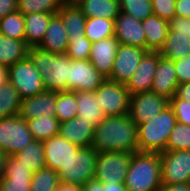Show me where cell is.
I'll list each match as a JSON object with an SVG mask.
<instances>
[{"label":"cell","mask_w":190,"mask_h":191,"mask_svg":"<svg viewBox=\"0 0 190 191\" xmlns=\"http://www.w3.org/2000/svg\"><path fill=\"white\" fill-rule=\"evenodd\" d=\"M91 146L97 152L138 150V126L128 114L105 117L95 127Z\"/></svg>","instance_id":"1"},{"label":"cell","mask_w":190,"mask_h":191,"mask_svg":"<svg viewBox=\"0 0 190 191\" xmlns=\"http://www.w3.org/2000/svg\"><path fill=\"white\" fill-rule=\"evenodd\" d=\"M28 57L41 74L46 91H69L71 59L64 54H54L39 46L29 47Z\"/></svg>","instance_id":"2"},{"label":"cell","mask_w":190,"mask_h":191,"mask_svg":"<svg viewBox=\"0 0 190 191\" xmlns=\"http://www.w3.org/2000/svg\"><path fill=\"white\" fill-rule=\"evenodd\" d=\"M124 185L127 191H160V153L137 151L132 154Z\"/></svg>","instance_id":"3"},{"label":"cell","mask_w":190,"mask_h":191,"mask_svg":"<svg viewBox=\"0 0 190 191\" xmlns=\"http://www.w3.org/2000/svg\"><path fill=\"white\" fill-rule=\"evenodd\" d=\"M176 123L174 111L168 105L146 123L138 125V150L142 152H164Z\"/></svg>","instance_id":"4"},{"label":"cell","mask_w":190,"mask_h":191,"mask_svg":"<svg viewBox=\"0 0 190 191\" xmlns=\"http://www.w3.org/2000/svg\"><path fill=\"white\" fill-rule=\"evenodd\" d=\"M98 152L92 147H81L57 172L59 181L66 184L84 186L94 179Z\"/></svg>","instance_id":"5"},{"label":"cell","mask_w":190,"mask_h":191,"mask_svg":"<svg viewBox=\"0 0 190 191\" xmlns=\"http://www.w3.org/2000/svg\"><path fill=\"white\" fill-rule=\"evenodd\" d=\"M132 152H98L95 177L102 184L124 183L129 169Z\"/></svg>","instance_id":"6"},{"label":"cell","mask_w":190,"mask_h":191,"mask_svg":"<svg viewBox=\"0 0 190 191\" xmlns=\"http://www.w3.org/2000/svg\"><path fill=\"white\" fill-rule=\"evenodd\" d=\"M8 81L22 99L46 91L41 74L28 56L8 67Z\"/></svg>","instance_id":"7"},{"label":"cell","mask_w":190,"mask_h":191,"mask_svg":"<svg viewBox=\"0 0 190 191\" xmlns=\"http://www.w3.org/2000/svg\"><path fill=\"white\" fill-rule=\"evenodd\" d=\"M34 140L26 120L19 115L0 118V150L14 156Z\"/></svg>","instance_id":"8"},{"label":"cell","mask_w":190,"mask_h":191,"mask_svg":"<svg viewBox=\"0 0 190 191\" xmlns=\"http://www.w3.org/2000/svg\"><path fill=\"white\" fill-rule=\"evenodd\" d=\"M94 92L106 117L128 114L131 95L125 84L106 79Z\"/></svg>","instance_id":"9"},{"label":"cell","mask_w":190,"mask_h":191,"mask_svg":"<svg viewBox=\"0 0 190 191\" xmlns=\"http://www.w3.org/2000/svg\"><path fill=\"white\" fill-rule=\"evenodd\" d=\"M162 184L190 182V150L160 153Z\"/></svg>","instance_id":"10"},{"label":"cell","mask_w":190,"mask_h":191,"mask_svg":"<svg viewBox=\"0 0 190 191\" xmlns=\"http://www.w3.org/2000/svg\"><path fill=\"white\" fill-rule=\"evenodd\" d=\"M168 105L169 100L162 95L152 91L141 92L131 95L128 115L138 126L159 114Z\"/></svg>","instance_id":"11"},{"label":"cell","mask_w":190,"mask_h":191,"mask_svg":"<svg viewBox=\"0 0 190 191\" xmlns=\"http://www.w3.org/2000/svg\"><path fill=\"white\" fill-rule=\"evenodd\" d=\"M147 52V49L119 44L108 80L126 85Z\"/></svg>","instance_id":"12"},{"label":"cell","mask_w":190,"mask_h":191,"mask_svg":"<svg viewBox=\"0 0 190 191\" xmlns=\"http://www.w3.org/2000/svg\"><path fill=\"white\" fill-rule=\"evenodd\" d=\"M105 80L89 59L71 61L69 91L94 92Z\"/></svg>","instance_id":"13"},{"label":"cell","mask_w":190,"mask_h":191,"mask_svg":"<svg viewBox=\"0 0 190 191\" xmlns=\"http://www.w3.org/2000/svg\"><path fill=\"white\" fill-rule=\"evenodd\" d=\"M46 167L58 172L81 147L61 135L42 141Z\"/></svg>","instance_id":"14"},{"label":"cell","mask_w":190,"mask_h":191,"mask_svg":"<svg viewBox=\"0 0 190 191\" xmlns=\"http://www.w3.org/2000/svg\"><path fill=\"white\" fill-rule=\"evenodd\" d=\"M114 36L120 44L146 49V34L142 21L123 12L114 20Z\"/></svg>","instance_id":"15"},{"label":"cell","mask_w":190,"mask_h":191,"mask_svg":"<svg viewBox=\"0 0 190 191\" xmlns=\"http://www.w3.org/2000/svg\"><path fill=\"white\" fill-rule=\"evenodd\" d=\"M160 56L159 52L152 51H148L144 55L132 78L126 84L130 95L151 91Z\"/></svg>","instance_id":"16"},{"label":"cell","mask_w":190,"mask_h":191,"mask_svg":"<svg viewBox=\"0 0 190 191\" xmlns=\"http://www.w3.org/2000/svg\"><path fill=\"white\" fill-rule=\"evenodd\" d=\"M119 44L118 39L112 36L107 39L93 42L91 45L89 61L106 79L110 77Z\"/></svg>","instance_id":"17"},{"label":"cell","mask_w":190,"mask_h":191,"mask_svg":"<svg viewBox=\"0 0 190 191\" xmlns=\"http://www.w3.org/2000/svg\"><path fill=\"white\" fill-rule=\"evenodd\" d=\"M57 92L44 91L38 95L23 98L19 116L24 120L36 119L41 116H55Z\"/></svg>","instance_id":"18"},{"label":"cell","mask_w":190,"mask_h":191,"mask_svg":"<svg viewBox=\"0 0 190 191\" xmlns=\"http://www.w3.org/2000/svg\"><path fill=\"white\" fill-rule=\"evenodd\" d=\"M32 174L15 156H8L5 176L0 179V191H30Z\"/></svg>","instance_id":"19"},{"label":"cell","mask_w":190,"mask_h":191,"mask_svg":"<svg viewBox=\"0 0 190 191\" xmlns=\"http://www.w3.org/2000/svg\"><path fill=\"white\" fill-rule=\"evenodd\" d=\"M177 87L174 61L160 56L151 91L170 100L175 95Z\"/></svg>","instance_id":"20"},{"label":"cell","mask_w":190,"mask_h":191,"mask_svg":"<svg viewBox=\"0 0 190 191\" xmlns=\"http://www.w3.org/2000/svg\"><path fill=\"white\" fill-rule=\"evenodd\" d=\"M94 130L95 126L90 121L79 116L59 125V135L80 147L91 146Z\"/></svg>","instance_id":"21"},{"label":"cell","mask_w":190,"mask_h":191,"mask_svg":"<svg viewBox=\"0 0 190 191\" xmlns=\"http://www.w3.org/2000/svg\"><path fill=\"white\" fill-rule=\"evenodd\" d=\"M68 35L60 15L53 14L47 27L45 37L40 48L54 54L66 53L68 47Z\"/></svg>","instance_id":"22"},{"label":"cell","mask_w":190,"mask_h":191,"mask_svg":"<svg viewBox=\"0 0 190 191\" xmlns=\"http://www.w3.org/2000/svg\"><path fill=\"white\" fill-rule=\"evenodd\" d=\"M142 27L146 34V49L159 52L169 31L168 21L152 14L142 20Z\"/></svg>","instance_id":"23"},{"label":"cell","mask_w":190,"mask_h":191,"mask_svg":"<svg viewBox=\"0 0 190 191\" xmlns=\"http://www.w3.org/2000/svg\"><path fill=\"white\" fill-rule=\"evenodd\" d=\"M52 15L42 12L24 15L25 42L29 47L39 46L41 44Z\"/></svg>","instance_id":"24"},{"label":"cell","mask_w":190,"mask_h":191,"mask_svg":"<svg viewBox=\"0 0 190 191\" xmlns=\"http://www.w3.org/2000/svg\"><path fill=\"white\" fill-rule=\"evenodd\" d=\"M29 46L25 40H16L0 34V64L14 65L28 56Z\"/></svg>","instance_id":"25"},{"label":"cell","mask_w":190,"mask_h":191,"mask_svg":"<svg viewBox=\"0 0 190 191\" xmlns=\"http://www.w3.org/2000/svg\"><path fill=\"white\" fill-rule=\"evenodd\" d=\"M78 6L86 18H107L115 20L120 14L119 0H83Z\"/></svg>","instance_id":"26"},{"label":"cell","mask_w":190,"mask_h":191,"mask_svg":"<svg viewBox=\"0 0 190 191\" xmlns=\"http://www.w3.org/2000/svg\"><path fill=\"white\" fill-rule=\"evenodd\" d=\"M77 116L90 121L95 127L106 117L97 103L95 92H76Z\"/></svg>","instance_id":"27"},{"label":"cell","mask_w":190,"mask_h":191,"mask_svg":"<svg viewBox=\"0 0 190 191\" xmlns=\"http://www.w3.org/2000/svg\"><path fill=\"white\" fill-rule=\"evenodd\" d=\"M66 29L68 39L72 36L85 35V23L87 18L78 5L63 3L58 11Z\"/></svg>","instance_id":"28"},{"label":"cell","mask_w":190,"mask_h":191,"mask_svg":"<svg viewBox=\"0 0 190 191\" xmlns=\"http://www.w3.org/2000/svg\"><path fill=\"white\" fill-rule=\"evenodd\" d=\"M160 55L172 61L185 58L190 54V39L187 35L168 31L164 45L159 51Z\"/></svg>","instance_id":"29"},{"label":"cell","mask_w":190,"mask_h":191,"mask_svg":"<svg viewBox=\"0 0 190 191\" xmlns=\"http://www.w3.org/2000/svg\"><path fill=\"white\" fill-rule=\"evenodd\" d=\"M14 156L33 173L46 167L43 143L40 140L34 139Z\"/></svg>","instance_id":"30"},{"label":"cell","mask_w":190,"mask_h":191,"mask_svg":"<svg viewBox=\"0 0 190 191\" xmlns=\"http://www.w3.org/2000/svg\"><path fill=\"white\" fill-rule=\"evenodd\" d=\"M35 140L44 141L59 134V121L55 116H41L26 121Z\"/></svg>","instance_id":"31"},{"label":"cell","mask_w":190,"mask_h":191,"mask_svg":"<svg viewBox=\"0 0 190 191\" xmlns=\"http://www.w3.org/2000/svg\"><path fill=\"white\" fill-rule=\"evenodd\" d=\"M22 98L10 82L0 87V118L19 114Z\"/></svg>","instance_id":"32"},{"label":"cell","mask_w":190,"mask_h":191,"mask_svg":"<svg viewBox=\"0 0 190 191\" xmlns=\"http://www.w3.org/2000/svg\"><path fill=\"white\" fill-rule=\"evenodd\" d=\"M85 36L93 43L114 36V20L107 18H87Z\"/></svg>","instance_id":"33"},{"label":"cell","mask_w":190,"mask_h":191,"mask_svg":"<svg viewBox=\"0 0 190 191\" xmlns=\"http://www.w3.org/2000/svg\"><path fill=\"white\" fill-rule=\"evenodd\" d=\"M55 117L59 123L69 121L77 116V100L76 92L63 91L57 92V100L55 106Z\"/></svg>","instance_id":"34"},{"label":"cell","mask_w":190,"mask_h":191,"mask_svg":"<svg viewBox=\"0 0 190 191\" xmlns=\"http://www.w3.org/2000/svg\"><path fill=\"white\" fill-rule=\"evenodd\" d=\"M0 34L16 40H25L24 15L15 11L0 18Z\"/></svg>","instance_id":"35"},{"label":"cell","mask_w":190,"mask_h":191,"mask_svg":"<svg viewBox=\"0 0 190 191\" xmlns=\"http://www.w3.org/2000/svg\"><path fill=\"white\" fill-rule=\"evenodd\" d=\"M63 0H17V11L23 15L42 12L57 14Z\"/></svg>","instance_id":"36"},{"label":"cell","mask_w":190,"mask_h":191,"mask_svg":"<svg viewBox=\"0 0 190 191\" xmlns=\"http://www.w3.org/2000/svg\"><path fill=\"white\" fill-rule=\"evenodd\" d=\"M59 184L58 173L45 167L32 174L30 191H51Z\"/></svg>","instance_id":"37"},{"label":"cell","mask_w":190,"mask_h":191,"mask_svg":"<svg viewBox=\"0 0 190 191\" xmlns=\"http://www.w3.org/2000/svg\"><path fill=\"white\" fill-rule=\"evenodd\" d=\"M190 150V126L177 122L171 131L165 151Z\"/></svg>","instance_id":"38"},{"label":"cell","mask_w":190,"mask_h":191,"mask_svg":"<svg viewBox=\"0 0 190 191\" xmlns=\"http://www.w3.org/2000/svg\"><path fill=\"white\" fill-rule=\"evenodd\" d=\"M120 11L133 16L138 20H145L153 14L152 3L150 0H119Z\"/></svg>","instance_id":"39"},{"label":"cell","mask_w":190,"mask_h":191,"mask_svg":"<svg viewBox=\"0 0 190 191\" xmlns=\"http://www.w3.org/2000/svg\"><path fill=\"white\" fill-rule=\"evenodd\" d=\"M66 54L71 60H87L92 42L85 35L72 36L69 39Z\"/></svg>","instance_id":"40"},{"label":"cell","mask_w":190,"mask_h":191,"mask_svg":"<svg viewBox=\"0 0 190 191\" xmlns=\"http://www.w3.org/2000/svg\"><path fill=\"white\" fill-rule=\"evenodd\" d=\"M175 1L176 0H151L153 14L169 22L176 16Z\"/></svg>","instance_id":"41"},{"label":"cell","mask_w":190,"mask_h":191,"mask_svg":"<svg viewBox=\"0 0 190 191\" xmlns=\"http://www.w3.org/2000/svg\"><path fill=\"white\" fill-rule=\"evenodd\" d=\"M169 105L174 111L177 122L190 126V102L180 98H171Z\"/></svg>","instance_id":"42"},{"label":"cell","mask_w":190,"mask_h":191,"mask_svg":"<svg viewBox=\"0 0 190 191\" xmlns=\"http://www.w3.org/2000/svg\"><path fill=\"white\" fill-rule=\"evenodd\" d=\"M178 85L190 83V54L185 58L174 61Z\"/></svg>","instance_id":"43"},{"label":"cell","mask_w":190,"mask_h":191,"mask_svg":"<svg viewBox=\"0 0 190 191\" xmlns=\"http://www.w3.org/2000/svg\"><path fill=\"white\" fill-rule=\"evenodd\" d=\"M169 31L178 32V34L187 35L190 34V19L176 15L169 22Z\"/></svg>","instance_id":"44"},{"label":"cell","mask_w":190,"mask_h":191,"mask_svg":"<svg viewBox=\"0 0 190 191\" xmlns=\"http://www.w3.org/2000/svg\"><path fill=\"white\" fill-rule=\"evenodd\" d=\"M17 11V0H0V18Z\"/></svg>","instance_id":"45"},{"label":"cell","mask_w":190,"mask_h":191,"mask_svg":"<svg viewBox=\"0 0 190 191\" xmlns=\"http://www.w3.org/2000/svg\"><path fill=\"white\" fill-rule=\"evenodd\" d=\"M176 15L190 19V0L175 1Z\"/></svg>","instance_id":"46"},{"label":"cell","mask_w":190,"mask_h":191,"mask_svg":"<svg viewBox=\"0 0 190 191\" xmlns=\"http://www.w3.org/2000/svg\"><path fill=\"white\" fill-rule=\"evenodd\" d=\"M172 98H180L190 102V83H183L178 85L176 93Z\"/></svg>","instance_id":"47"},{"label":"cell","mask_w":190,"mask_h":191,"mask_svg":"<svg viewBox=\"0 0 190 191\" xmlns=\"http://www.w3.org/2000/svg\"><path fill=\"white\" fill-rule=\"evenodd\" d=\"M160 191H190V182L175 183V184H162Z\"/></svg>","instance_id":"48"},{"label":"cell","mask_w":190,"mask_h":191,"mask_svg":"<svg viewBox=\"0 0 190 191\" xmlns=\"http://www.w3.org/2000/svg\"><path fill=\"white\" fill-rule=\"evenodd\" d=\"M83 191H106L103 184L96 179L89 180L84 186Z\"/></svg>","instance_id":"49"},{"label":"cell","mask_w":190,"mask_h":191,"mask_svg":"<svg viewBox=\"0 0 190 191\" xmlns=\"http://www.w3.org/2000/svg\"><path fill=\"white\" fill-rule=\"evenodd\" d=\"M51 191H83V187L60 182V184Z\"/></svg>","instance_id":"50"},{"label":"cell","mask_w":190,"mask_h":191,"mask_svg":"<svg viewBox=\"0 0 190 191\" xmlns=\"http://www.w3.org/2000/svg\"><path fill=\"white\" fill-rule=\"evenodd\" d=\"M103 188L106 191H127L124 183H109V184H103Z\"/></svg>","instance_id":"51"},{"label":"cell","mask_w":190,"mask_h":191,"mask_svg":"<svg viewBox=\"0 0 190 191\" xmlns=\"http://www.w3.org/2000/svg\"><path fill=\"white\" fill-rule=\"evenodd\" d=\"M8 81V67L0 64V87L5 85Z\"/></svg>","instance_id":"52"},{"label":"cell","mask_w":190,"mask_h":191,"mask_svg":"<svg viewBox=\"0 0 190 191\" xmlns=\"http://www.w3.org/2000/svg\"><path fill=\"white\" fill-rule=\"evenodd\" d=\"M8 155L0 150V179L5 176V163Z\"/></svg>","instance_id":"53"},{"label":"cell","mask_w":190,"mask_h":191,"mask_svg":"<svg viewBox=\"0 0 190 191\" xmlns=\"http://www.w3.org/2000/svg\"><path fill=\"white\" fill-rule=\"evenodd\" d=\"M83 0H63V3L70 4V5H78Z\"/></svg>","instance_id":"54"}]
</instances>
